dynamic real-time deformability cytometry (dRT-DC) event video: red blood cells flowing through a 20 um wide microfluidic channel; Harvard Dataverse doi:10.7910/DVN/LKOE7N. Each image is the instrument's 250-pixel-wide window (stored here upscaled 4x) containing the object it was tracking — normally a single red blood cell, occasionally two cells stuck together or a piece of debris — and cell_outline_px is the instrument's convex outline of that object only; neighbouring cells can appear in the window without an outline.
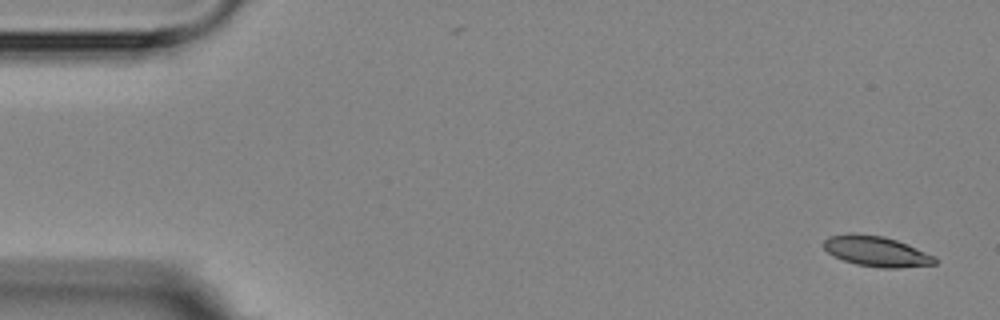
{"species": "Egyptian fruit bat (a non-hibernating species)", "species_latin": "Rousettus aegyptiacus", "temperature_condition": "room temperature", "stored_images_in_passage": 5, "segment_of_instrument_passage": [1, 2], "camera_frame_rate_fps": 3000, "um_per_image_px": 0.085, "animal": {"sex": "female"}, "frame": {"image": 1, "passage_image": 1, "time_ms": 0.0, "image_size_px": [1000, 320], "cell_outline_px": [[940, 260], [936, 264], [896, 268], [880, 268], [856, 264], [844, 260], [828, 252], [824, 248], [824, 240], [828, 236], [848, 232], [852, 232], [884, 236], [908, 244], [936, 256]], "centroid_in_image_um": [74.53, 21.35], "position_along_channel_um": 10.5, "area_um2": 19.94}}